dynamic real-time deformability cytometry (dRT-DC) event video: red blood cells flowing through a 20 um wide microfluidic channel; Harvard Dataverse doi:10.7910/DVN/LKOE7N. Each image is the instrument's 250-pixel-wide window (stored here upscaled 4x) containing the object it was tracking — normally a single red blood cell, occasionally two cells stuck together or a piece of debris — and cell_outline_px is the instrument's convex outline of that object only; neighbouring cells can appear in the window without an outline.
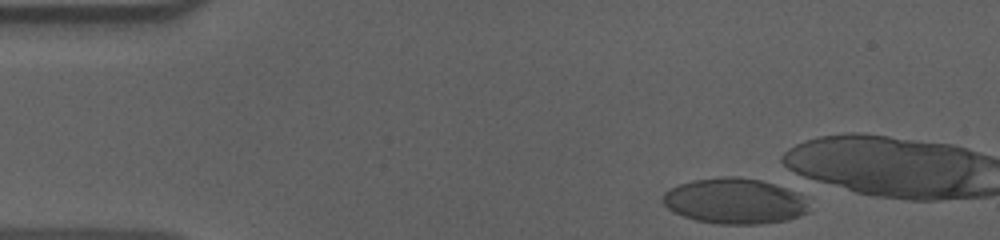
{"species": "human", "species_latin": "Homo sapiens", "temperature_condition": "cold", "stored_images_in_passage": 1, "camera_frame_rate_fps": 3000, "um_per_image_px": 0.085, "donor": {"sex": "male"}, "frame": {"image": 1, "passage_image": 1, "time_ms": 0.0, "image_size_px": [1000, 240], "cell_outline_px": [[808, 212], [800, 216], [788, 220], [760, 224], [720, 224], [696, 220], [684, 216], [668, 208], [660, 200], [664, 192], [680, 184], [692, 180], [724, 176], [736, 176], [760, 180], [800, 188], [808, 196]], "centroid_in_image_um": [62.58, 17.07], "position_along_channel_um": 22.4, "area_um2": 39.88}}